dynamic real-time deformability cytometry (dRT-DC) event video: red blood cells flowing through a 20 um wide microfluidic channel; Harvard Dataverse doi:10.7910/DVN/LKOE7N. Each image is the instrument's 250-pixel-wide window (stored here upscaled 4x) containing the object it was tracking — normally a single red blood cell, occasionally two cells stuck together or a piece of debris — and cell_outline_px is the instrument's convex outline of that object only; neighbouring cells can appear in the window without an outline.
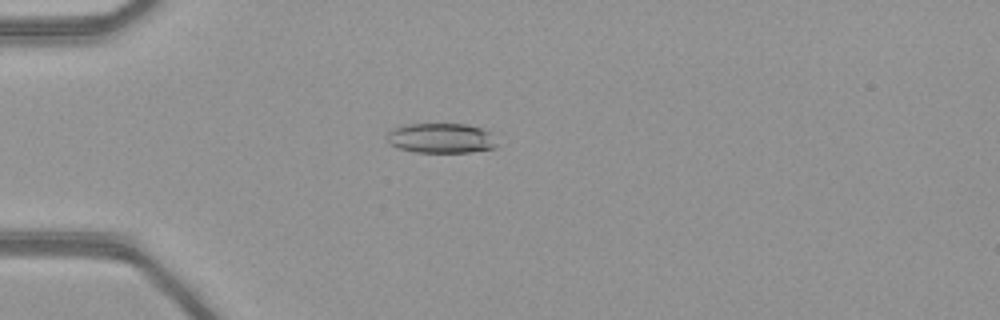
{"species": "common noctule bat (a hibernating species)", "species_latin": "Nyctalus noctula", "temperature_condition": "warm", "stored_images_in_passage": 41, "camera_frame_rate_fps": 3000, "um_per_image_px": 0.085, "animal": {"sex": "female", "body_mass_g": 21.9}, "frame": {"image": 1, "passage_image": 5, "time_ms": 1.333, "image_size_px": [1000, 320], "cell_outline_px": [[496, 148], [468, 152], [416, 152], [400, 148], [388, 144], [388, 132], [392, 128], [408, 124], [468, 124], [488, 128], [492, 132], [496, 144]], "centroid_in_image_um": [37.54, 11.73], "position_along_channel_um": 47.5, "area_um2": 19.42}}
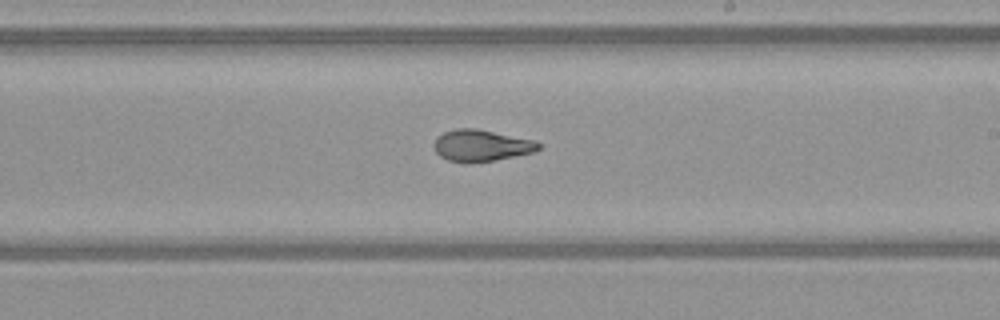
{"frame": {"image": 2, "passage_image": 21, "time_ms": 6.667, "image_size_px": [1000, 320], "cell_outline_px": [[544, 144], [536, 152], [496, 160], [468, 164], [464, 164], [448, 160], [440, 156], [436, 152], [432, 144], [436, 136], [444, 132], [456, 128], [476, 128], [536, 140]], "centroid_in_image_um": [40.92, 12.38], "position_along_channel_um": 248.1, "area_um2": 19.88}}
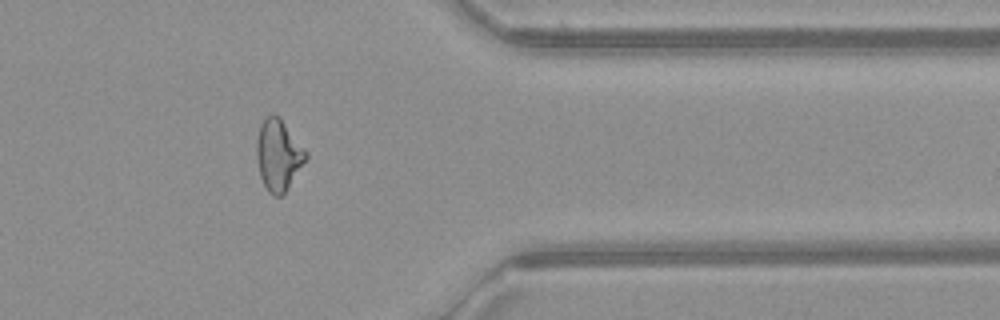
{"frame": {"image": 3, "passage_image": 32, "time_ms": 10.333, "image_size_px": [1000, 320], "cell_outline_px": [[308, 156], [288, 188], [280, 196], [272, 196], [268, 192], [260, 176], [256, 160], [256, 140], [260, 124], [272, 112], [280, 116], [308, 152]], "centroid_in_image_um": [23.65, 13.15], "position_along_channel_um": 387.7, "area_um2": 20.63}, "authors_computed_cell_mechanics": {"area_um2": 19.7676, "velocity_mm_per_s": 4.1655, "shape_relaxation_time_tau1_ms": 8.676, "shape_relaxation_time_tau2_ms": 1.5497, "deformation_change_tau1": 0.2626, "deformation_change_tau2": 0.0893}}